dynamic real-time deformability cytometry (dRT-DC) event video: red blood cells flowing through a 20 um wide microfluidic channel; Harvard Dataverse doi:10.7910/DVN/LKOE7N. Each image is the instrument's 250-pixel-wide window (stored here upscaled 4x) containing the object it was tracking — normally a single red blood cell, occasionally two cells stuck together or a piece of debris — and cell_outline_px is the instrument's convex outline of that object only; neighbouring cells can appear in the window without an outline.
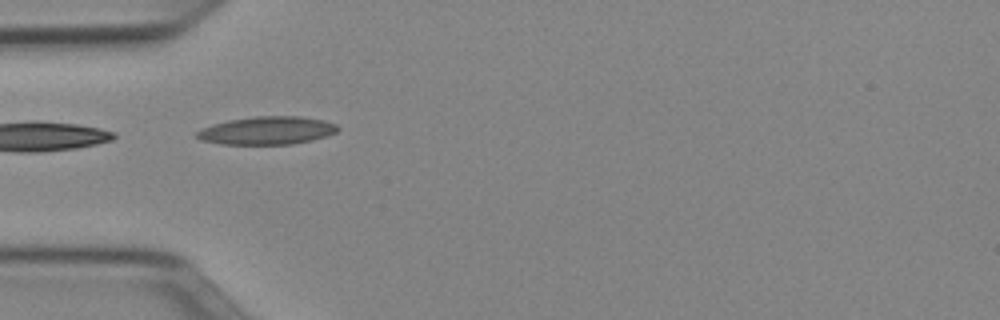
{"species": "Egyptian fruit bat (a non-hibernating species)", "species_latin": "Rousettus aegyptiacus", "temperature_condition": "cold", "stored_images_in_passage": 3, "camera_frame_rate_fps": 3000, "um_per_image_px": 0.085, "animal": {"sex": "female"}, "frame": {"image": 1, "passage_image": 1, "time_ms": 0.0, "image_size_px": [1000, 320], "cell_outline_px": [[340, 128], [336, 132], [312, 140], [292, 144], [220, 144], [200, 140], [196, 136], [196, 132], [212, 124], [228, 120], [256, 116], [300, 116], [324, 120], [336, 124]], "centroid_in_image_um": [22.7, 11.09], "position_along_channel_um": 62.3, "area_um2": 22.95}}